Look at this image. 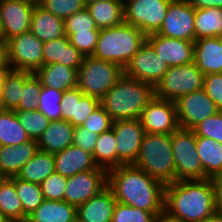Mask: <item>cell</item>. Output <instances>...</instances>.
<instances>
[{"label":"cell","instance_id":"cell-1","mask_svg":"<svg viewBox=\"0 0 222 222\" xmlns=\"http://www.w3.org/2000/svg\"><path fill=\"white\" fill-rule=\"evenodd\" d=\"M107 186L118 202L154 215L164 210L165 184L133 164L108 170Z\"/></svg>","mask_w":222,"mask_h":222},{"label":"cell","instance_id":"cell-2","mask_svg":"<svg viewBox=\"0 0 222 222\" xmlns=\"http://www.w3.org/2000/svg\"><path fill=\"white\" fill-rule=\"evenodd\" d=\"M164 210L182 222H205L217 211L213 179L166 184Z\"/></svg>","mask_w":222,"mask_h":222},{"label":"cell","instance_id":"cell-3","mask_svg":"<svg viewBox=\"0 0 222 222\" xmlns=\"http://www.w3.org/2000/svg\"><path fill=\"white\" fill-rule=\"evenodd\" d=\"M154 97V87L125 75L100 99L113 121L139 119Z\"/></svg>","mask_w":222,"mask_h":222},{"label":"cell","instance_id":"cell-4","mask_svg":"<svg viewBox=\"0 0 222 222\" xmlns=\"http://www.w3.org/2000/svg\"><path fill=\"white\" fill-rule=\"evenodd\" d=\"M145 42L146 35L125 22L101 28L92 57L113 62L124 69Z\"/></svg>","mask_w":222,"mask_h":222},{"label":"cell","instance_id":"cell-5","mask_svg":"<svg viewBox=\"0 0 222 222\" xmlns=\"http://www.w3.org/2000/svg\"><path fill=\"white\" fill-rule=\"evenodd\" d=\"M133 165L165 185L175 182L171 134L145 133Z\"/></svg>","mask_w":222,"mask_h":222},{"label":"cell","instance_id":"cell-6","mask_svg":"<svg viewBox=\"0 0 222 222\" xmlns=\"http://www.w3.org/2000/svg\"><path fill=\"white\" fill-rule=\"evenodd\" d=\"M123 75L118 64L85 56L78 69L77 87L85 95L101 99Z\"/></svg>","mask_w":222,"mask_h":222},{"label":"cell","instance_id":"cell-7","mask_svg":"<svg viewBox=\"0 0 222 222\" xmlns=\"http://www.w3.org/2000/svg\"><path fill=\"white\" fill-rule=\"evenodd\" d=\"M204 74L194 62L170 67L154 87V96L176 102L180 97L203 89Z\"/></svg>","mask_w":222,"mask_h":222},{"label":"cell","instance_id":"cell-8","mask_svg":"<svg viewBox=\"0 0 222 222\" xmlns=\"http://www.w3.org/2000/svg\"><path fill=\"white\" fill-rule=\"evenodd\" d=\"M176 181L204 180V170L196 149L193 130L179 128L171 134Z\"/></svg>","mask_w":222,"mask_h":222},{"label":"cell","instance_id":"cell-9","mask_svg":"<svg viewBox=\"0 0 222 222\" xmlns=\"http://www.w3.org/2000/svg\"><path fill=\"white\" fill-rule=\"evenodd\" d=\"M43 44L31 31L8 39L5 46L10 69L35 73L43 66Z\"/></svg>","mask_w":222,"mask_h":222},{"label":"cell","instance_id":"cell-10","mask_svg":"<svg viewBox=\"0 0 222 222\" xmlns=\"http://www.w3.org/2000/svg\"><path fill=\"white\" fill-rule=\"evenodd\" d=\"M172 0H124V22L146 36L161 28Z\"/></svg>","mask_w":222,"mask_h":222},{"label":"cell","instance_id":"cell-11","mask_svg":"<svg viewBox=\"0 0 222 222\" xmlns=\"http://www.w3.org/2000/svg\"><path fill=\"white\" fill-rule=\"evenodd\" d=\"M169 68L146 41L124 68V75L155 87Z\"/></svg>","mask_w":222,"mask_h":222},{"label":"cell","instance_id":"cell-12","mask_svg":"<svg viewBox=\"0 0 222 222\" xmlns=\"http://www.w3.org/2000/svg\"><path fill=\"white\" fill-rule=\"evenodd\" d=\"M157 34L195 41V9L187 0H172Z\"/></svg>","mask_w":222,"mask_h":222},{"label":"cell","instance_id":"cell-13","mask_svg":"<svg viewBox=\"0 0 222 222\" xmlns=\"http://www.w3.org/2000/svg\"><path fill=\"white\" fill-rule=\"evenodd\" d=\"M139 120L145 133L172 134L180 128L175 102L155 96L143 109Z\"/></svg>","mask_w":222,"mask_h":222},{"label":"cell","instance_id":"cell-14","mask_svg":"<svg viewBox=\"0 0 222 222\" xmlns=\"http://www.w3.org/2000/svg\"><path fill=\"white\" fill-rule=\"evenodd\" d=\"M116 137L117 167L134 164L141 148L145 130L139 119L113 122Z\"/></svg>","mask_w":222,"mask_h":222},{"label":"cell","instance_id":"cell-15","mask_svg":"<svg viewBox=\"0 0 222 222\" xmlns=\"http://www.w3.org/2000/svg\"><path fill=\"white\" fill-rule=\"evenodd\" d=\"M175 104L179 127L188 130H193L207 117L219 111L203 89L180 97Z\"/></svg>","mask_w":222,"mask_h":222},{"label":"cell","instance_id":"cell-16","mask_svg":"<svg viewBox=\"0 0 222 222\" xmlns=\"http://www.w3.org/2000/svg\"><path fill=\"white\" fill-rule=\"evenodd\" d=\"M106 169H92L67 178L63 201L78 207L107 186Z\"/></svg>","mask_w":222,"mask_h":222},{"label":"cell","instance_id":"cell-17","mask_svg":"<svg viewBox=\"0 0 222 222\" xmlns=\"http://www.w3.org/2000/svg\"><path fill=\"white\" fill-rule=\"evenodd\" d=\"M34 4L21 0H0L2 42L30 31Z\"/></svg>","mask_w":222,"mask_h":222},{"label":"cell","instance_id":"cell-18","mask_svg":"<svg viewBox=\"0 0 222 222\" xmlns=\"http://www.w3.org/2000/svg\"><path fill=\"white\" fill-rule=\"evenodd\" d=\"M146 41L169 67L193 62L194 41L168 38L157 33L147 35Z\"/></svg>","mask_w":222,"mask_h":222},{"label":"cell","instance_id":"cell-19","mask_svg":"<svg viewBox=\"0 0 222 222\" xmlns=\"http://www.w3.org/2000/svg\"><path fill=\"white\" fill-rule=\"evenodd\" d=\"M62 120L72 126H81L100 106V99L85 95L78 87L65 90L60 103Z\"/></svg>","mask_w":222,"mask_h":222},{"label":"cell","instance_id":"cell-20","mask_svg":"<svg viewBox=\"0 0 222 222\" xmlns=\"http://www.w3.org/2000/svg\"><path fill=\"white\" fill-rule=\"evenodd\" d=\"M54 160L55 172L66 178L92 169H104L98 167L93 155L74 144H71L63 151L54 153Z\"/></svg>","mask_w":222,"mask_h":222},{"label":"cell","instance_id":"cell-21","mask_svg":"<svg viewBox=\"0 0 222 222\" xmlns=\"http://www.w3.org/2000/svg\"><path fill=\"white\" fill-rule=\"evenodd\" d=\"M116 203L113 192L106 186L94 197L77 207V218L82 222H111Z\"/></svg>","mask_w":222,"mask_h":222},{"label":"cell","instance_id":"cell-22","mask_svg":"<svg viewBox=\"0 0 222 222\" xmlns=\"http://www.w3.org/2000/svg\"><path fill=\"white\" fill-rule=\"evenodd\" d=\"M193 62L204 75L222 73V37L195 40Z\"/></svg>","mask_w":222,"mask_h":222},{"label":"cell","instance_id":"cell-23","mask_svg":"<svg viewBox=\"0 0 222 222\" xmlns=\"http://www.w3.org/2000/svg\"><path fill=\"white\" fill-rule=\"evenodd\" d=\"M38 150L37 141L32 139L17 146H0V172L6 178L17 176Z\"/></svg>","mask_w":222,"mask_h":222},{"label":"cell","instance_id":"cell-24","mask_svg":"<svg viewBox=\"0 0 222 222\" xmlns=\"http://www.w3.org/2000/svg\"><path fill=\"white\" fill-rule=\"evenodd\" d=\"M84 56L69 42L65 35L43 44V66L54 63L79 69Z\"/></svg>","mask_w":222,"mask_h":222},{"label":"cell","instance_id":"cell-25","mask_svg":"<svg viewBox=\"0 0 222 222\" xmlns=\"http://www.w3.org/2000/svg\"><path fill=\"white\" fill-rule=\"evenodd\" d=\"M74 126L68 121H51L37 140L38 149L57 153L73 144Z\"/></svg>","mask_w":222,"mask_h":222},{"label":"cell","instance_id":"cell-26","mask_svg":"<svg viewBox=\"0 0 222 222\" xmlns=\"http://www.w3.org/2000/svg\"><path fill=\"white\" fill-rule=\"evenodd\" d=\"M30 31L43 43L65 36L64 19L55 16L40 5H35Z\"/></svg>","mask_w":222,"mask_h":222},{"label":"cell","instance_id":"cell-27","mask_svg":"<svg viewBox=\"0 0 222 222\" xmlns=\"http://www.w3.org/2000/svg\"><path fill=\"white\" fill-rule=\"evenodd\" d=\"M35 75L41 85L59 91H65L77 87L78 69L54 63L40 67Z\"/></svg>","mask_w":222,"mask_h":222},{"label":"cell","instance_id":"cell-28","mask_svg":"<svg viewBox=\"0 0 222 222\" xmlns=\"http://www.w3.org/2000/svg\"><path fill=\"white\" fill-rule=\"evenodd\" d=\"M196 149L204 170V179L222 175V144L211 138L196 136Z\"/></svg>","mask_w":222,"mask_h":222},{"label":"cell","instance_id":"cell-29","mask_svg":"<svg viewBox=\"0 0 222 222\" xmlns=\"http://www.w3.org/2000/svg\"><path fill=\"white\" fill-rule=\"evenodd\" d=\"M77 207L66 201L44 200L28 217V222H73Z\"/></svg>","mask_w":222,"mask_h":222},{"label":"cell","instance_id":"cell-30","mask_svg":"<svg viewBox=\"0 0 222 222\" xmlns=\"http://www.w3.org/2000/svg\"><path fill=\"white\" fill-rule=\"evenodd\" d=\"M86 8L99 29L117 26L124 22V0H99Z\"/></svg>","mask_w":222,"mask_h":222},{"label":"cell","instance_id":"cell-31","mask_svg":"<svg viewBox=\"0 0 222 222\" xmlns=\"http://www.w3.org/2000/svg\"><path fill=\"white\" fill-rule=\"evenodd\" d=\"M55 171L54 154L38 150L22 167L17 177L21 180L40 184Z\"/></svg>","mask_w":222,"mask_h":222},{"label":"cell","instance_id":"cell-32","mask_svg":"<svg viewBox=\"0 0 222 222\" xmlns=\"http://www.w3.org/2000/svg\"><path fill=\"white\" fill-rule=\"evenodd\" d=\"M30 72L10 69L3 80L0 94V108L15 110L19 103L23 90L24 80Z\"/></svg>","mask_w":222,"mask_h":222},{"label":"cell","instance_id":"cell-33","mask_svg":"<svg viewBox=\"0 0 222 222\" xmlns=\"http://www.w3.org/2000/svg\"><path fill=\"white\" fill-rule=\"evenodd\" d=\"M222 37V8L195 9V40Z\"/></svg>","mask_w":222,"mask_h":222},{"label":"cell","instance_id":"cell-34","mask_svg":"<svg viewBox=\"0 0 222 222\" xmlns=\"http://www.w3.org/2000/svg\"><path fill=\"white\" fill-rule=\"evenodd\" d=\"M30 140L16 112L0 108V146H17Z\"/></svg>","mask_w":222,"mask_h":222},{"label":"cell","instance_id":"cell-35","mask_svg":"<svg viewBox=\"0 0 222 222\" xmlns=\"http://www.w3.org/2000/svg\"><path fill=\"white\" fill-rule=\"evenodd\" d=\"M0 212L8 222L24 221L23 207L15 191V177L0 184Z\"/></svg>","mask_w":222,"mask_h":222},{"label":"cell","instance_id":"cell-36","mask_svg":"<svg viewBox=\"0 0 222 222\" xmlns=\"http://www.w3.org/2000/svg\"><path fill=\"white\" fill-rule=\"evenodd\" d=\"M93 158L98 167L107 171L117 167L116 137L113 128L98 135Z\"/></svg>","mask_w":222,"mask_h":222},{"label":"cell","instance_id":"cell-37","mask_svg":"<svg viewBox=\"0 0 222 222\" xmlns=\"http://www.w3.org/2000/svg\"><path fill=\"white\" fill-rule=\"evenodd\" d=\"M15 191L20 198L24 221L44 201L40 184L24 181L15 176Z\"/></svg>","mask_w":222,"mask_h":222},{"label":"cell","instance_id":"cell-38","mask_svg":"<svg viewBox=\"0 0 222 222\" xmlns=\"http://www.w3.org/2000/svg\"><path fill=\"white\" fill-rule=\"evenodd\" d=\"M18 120L32 140H38L51 122L42 112L37 110H14Z\"/></svg>","mask_w":222,"mask_h":222},{"label":"cell","instance_id":"cell-39","mask_svg":"<svg viewBox=\"0 0 222 222\" xmlns=\"http://www.w3.org/2000/svg\"><path fill=\"white\" fill-rule=\"evenodd\" d=\"M63 91L42 86L38 99V110L50 121L62 120L61 100Z\"/></svg>","mask_w":222,"mask_h":222},{"label":"cell","instance_id":"cell-40","mask_svg":"<svg viewBox=\"0 0 222 222\" xmlns=\"http://www.w3.org/2000/svg\"><path fill=\"white\" fill-rule=\"evenodd\" d=\"M42 85L35 73H31L23 83L20 103L15 110H37Z\"/></svg>","mask_w":222,"mask_h":222},{"label":"cell","instance_id":"cell-41","mask_svg":"<svg viewBox=\"0 0 222 222\" xmlns=\"http://www.w3.org/2000/svg\"><path fill=\"white\" fill-rule=\"evenodd\" d=\"M64 24L65 34L100 32V29L96 26L95 21L86 7L67 17L64 20Z\"/></svg>","mask_w":222,"mask_h":222},{"label":"cell","instance_id":"cell-42","mask_svg":"<svg viewBox=\"0 0 222 222\" xmlns=\"http://www.w3.org/2000/svg\"><path fill=\"white\" fill-rule=\"evenodd\" d=\"M154 217L151 212L117 201L111 222H153Z\"/></svg>","mask_w":222,"mask_h":222},{"label":"cell","instance_id":"cell-43","mask_svg":"<svg viewBox=\"0 0 222 222\" xmlns=\"http://www.w3.org/2000/svg\"><path fill=\"white\" fill-rule=\"evenodd\" d=\"M66 184L67 178L54 171L40 183L44 200L63 201Z\"/></svg>","mask_w":222,"mask_h":222},{"label":"cell","instance_id":"cell-44","mask_svg":"<svg viewBox=\"0 0 222 222\" xmlns=\"http://www.w3.org/2000/svg\"><path fill=\"white\" fill-rule=\"evenodd\" d=\"M39 5L64 20L85 7L82 0H41Z\"/></svg>","mask_w":222,"mask_h":222},{"label":"cell","instance_id":"cell-45","mask_svg":"<svg viewBox=\"0 0 222 222\" xmlns=\"http://www.w3.org/2000/svg\"><path fill=\"white\" fill-rule=\"evenodd\" d=\"M193 131L196 136L211 138L222 144V111L219 110L215 115L207 117Z\"/></svg>","mask_w":222,"mask_h":222},{"label":"cell","instance_id":"cell-46","mask_svg":"<svg viewBox=\"0 0 222 222\" xmlns=\"http://www.w3.org/2000/svg\"><path fill=\"white\" fill-rule=\"evenodd\" d=\"M69 42L85 57L92 56L99 36V32H78L65 34Z\"/></svg>","mask_w":222,"mask_h":222},{"label":"cell","instance_id":"cell-47","mask_svg":"<svg viewBox=\"0 0 222 222\" xmlns=\"http://www.w3.org/2000/svg\"><path fill=\"white\" fill-rule=\"evenodd\" d=\"M113 122L114 121L110 115L101 106H99L90 114L81 126L99 135L104 131L111 129Z\"/></svg>","mask_w":222,"mask_h":222},{"label":"cell","instance_id":"cell-48","mask_svg":"<svg viewBox=\"0 0 222 222\" xmlns=\"http://www.w3.org/2000/svg\"><path fill=\"white\" fill-rule=\"evenodd\" d=\"M203 90L222 111V73H209L204 75Z\"/></svg>","mask_w":222,"mask_h":222},{"label":"cell","instance_id":"cell-49","mask_svg":"<svg viewBox=\"0 0 222 222\" xmlns=\"http://www.w3.org/2000/svg\"><path fill=\"white\" fill-rule=\"evenodd\" d=\"M98 134L84 128L76 126L73 134V144L93 155Z\"/></svg>","mask_w":222,"mask_h":222},{"label":"cell","instance_id":"cell-50","mask_svg":"<svg viewBox=\"0 0 222 222\" xmlns=\"http://www.w3.org/2000/svg\"><path fill=\"white\" fill-rule=\"evenodd\" d=\"M194 9L222 8V0H187Z\"/></svg>","mask_w":222,"mask_h":222},{"label":"cell","instance_id":"cell-51","mask_svg":"<svg viewBox=\"0 0 222 222\" xmlns=\"http://www.w3.org/2000/svg\"><path fill=\"white\" fill-rule=\"evenodd\" d=\"M216 189L217 211L222 212V175L213 179Z\"/></svg>","mask_w":222,"mask_h":222},{"label":"cell","instance_id":"cell-52","mask_svg":"<svg viewBox=\"0 0 222 222\" xmlns=\"http://www.w3.org/2000/svg\"><path fill=\"white\" fill-rule=\"evenodd\" d=\"M5 43L0 41V71H9Z\"/></svg>","mask_w":222,"mask_h":222},{"label":"cell","instance_id":"cell-53","mask_svg":"<svg viewBox=\"0 0 222 222\" xmlns=\"http://www.w3.org/2000/svg\"><path fill=\"white\" fill-rule=\"evenodd\" d=\"M153 222H182L180 219L169 215L165 210L155 215Z\"/></svg>","mask_w":222,"mask_h":222},{"label":"cell","instance_id":"cell-54","mask_svg":"<svg viewBox=\"0 0 222 222\" xmlns=\"http://www.w3.org/2000/svg\"><path fill=\"white\" fill-rule=\"evenodd\" d=\"M205 222H222V212L216 211L210 218Z\"/></svg>","mask_w":222,"mask_h":222},{"label":"cell","instance_id":"cell-55","mask_svg":"<svg viewBox=\"0 0 222 222\" xmlns=\"http://www.w3.org/2000/svg\"><path fill=\"white\" fill-rule=\"evenodd\" d=\"M8 71H0V94H1V89H2V85H3V80L4 77L6 76Z\"/></svg>","mask_w":222,"mask_h":222},{"label":"cell","instance_id":"cell-56","mask_svg":"<svg viewBox=\"0 0 222 222\" xmlns=\"http://www.w3.org/2000/svg\"><path fill=\"white\" fill-rule=\"evenodd\" d=\"M21 1H26L34 5H39L41 2V0H21Z\"/></svg>","mask_w":222,"mask_h":222},{"label":"cell","instance_id":"cell-57","mask_svg":"<svg viewBox=\"0 0 222 222\" xmlns=\"http://www.w3.org/2000/svg\"><path fill=\"white\" fill-rule=\"evenodd\" d=\"M99 0H82L84 6H88L89 4L93 3V2H97Z\"/></svg>","mask_w":222,"mask_h":222},{"label":"cell","instance_id":"cell-58","mask_svg":"<svg viewBox=\"0 0 222 222\" xmlns=\"http://www.w3.org/2000/svg\"><path fill=\"white\" fill-rule=\"evenodd\" d=\"M0 222H8V220L0 212Z\"/></svg>","mask_w":222,"mask_h":222},{"label":"cell","instance_id":"cell-59","mask_svg":"<svg viewBox=\"0 0 222 222\" xmlns=\"http://www.w3.org/2000/svg\"><path fill=\"white\" fill-rule=\"evenodd\" d=\"M5 176L0 172V184L5 180Z\"/></svg>","mask_w":222,"mask_h":222},{"label":"cell","instance_id":"cell-60","mask_svg":"<svg viewBox=\"0 0 222 222\" xmlns=\"http://www.w3.org/2000/svg\"><path fill=\"white\" fill-rule=\"evenodd\" d=\"M0 41L2 42V29H1V21H0Z\"/></svg>","mask_w":222,"mask_h":222},{"label":"cell","instance_id":"cell-61","mask_svg":"<svg viewBox=\"0 0 222 222\" xmlns=\"http://www.w3.org/2000/svg\"><path fill=\"white\" fill-rule=\"evenodd\" d=\"M73 222H82L79 218H76Z\"/></svg>","mask_w":222,"mask_h":222}]
</instances>
